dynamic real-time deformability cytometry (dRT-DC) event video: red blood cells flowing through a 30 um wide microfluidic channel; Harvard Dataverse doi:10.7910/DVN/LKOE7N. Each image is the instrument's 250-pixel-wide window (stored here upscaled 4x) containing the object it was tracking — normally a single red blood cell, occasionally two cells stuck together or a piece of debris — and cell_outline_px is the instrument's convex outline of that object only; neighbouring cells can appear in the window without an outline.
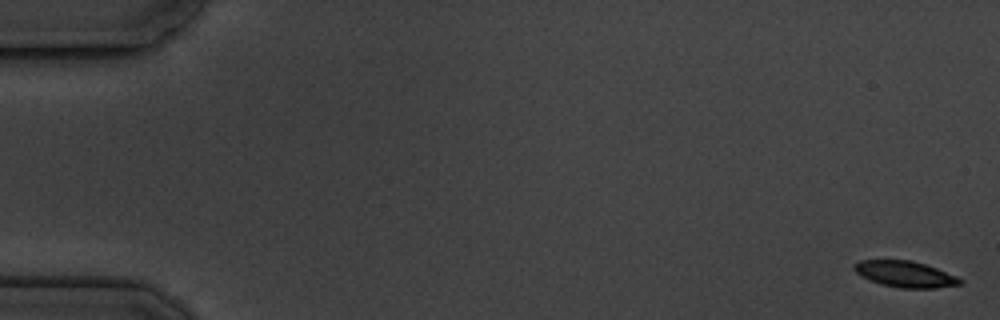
{"species": "common noctule bat (a hibernating species)", "species_latin": "Nyctalus noctula", "temperature_condition": "cold", "stored_images_in_passage": 6, "camera_frame_rate_fps": 3000, "um_per_image_px": 0.085, "animal": {"sex": "male", "body_mass_g": 19.5, "forearm_length_mm": 54.6}, "frame": {"image": 1, "passage_image": 1, "time_ms": 0.0, "image_size_px": [1000, 320], "cell_outline_px": [[964, 280], [960, 284], [936, 288], [900, 288], [880, 284], [868, 280], [860, 276], [852, 268], [852, 264], [860, 260], [912, 260], [936, 268], [956, 276]], "centroid_in_image_um": [76.89, 23.3], "position_along_channel_um": 8.1, "area_um2": 16.24}}
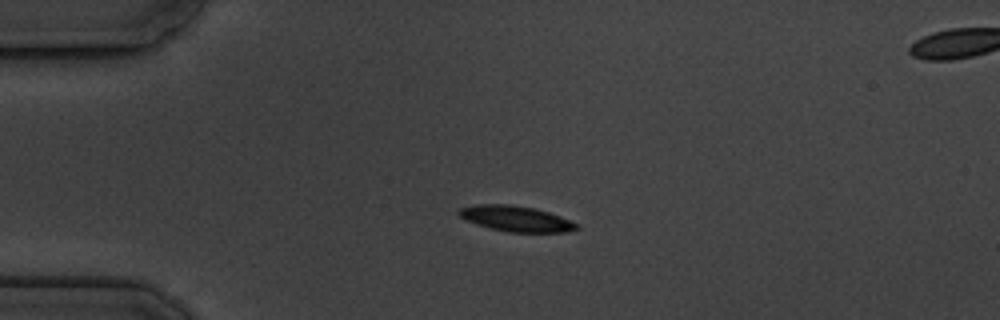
{"frame": {"image": 2, "passage_image": 4, "time_ms": 4.333, "image_size_px": [1000, 320], "cell_outline_px": [[580, 228], [568, 232], [508, 232], [488, 228], [464, 220], [456, 212], [460, 208], [476, 204], [512, 204], [532, 208], [548, 212], [560, 216], [576, 224]], "centroid_in_image_um": [43.8, 18.59], "position_along_channel_um": 41.2, "area_um2": 17.57}}